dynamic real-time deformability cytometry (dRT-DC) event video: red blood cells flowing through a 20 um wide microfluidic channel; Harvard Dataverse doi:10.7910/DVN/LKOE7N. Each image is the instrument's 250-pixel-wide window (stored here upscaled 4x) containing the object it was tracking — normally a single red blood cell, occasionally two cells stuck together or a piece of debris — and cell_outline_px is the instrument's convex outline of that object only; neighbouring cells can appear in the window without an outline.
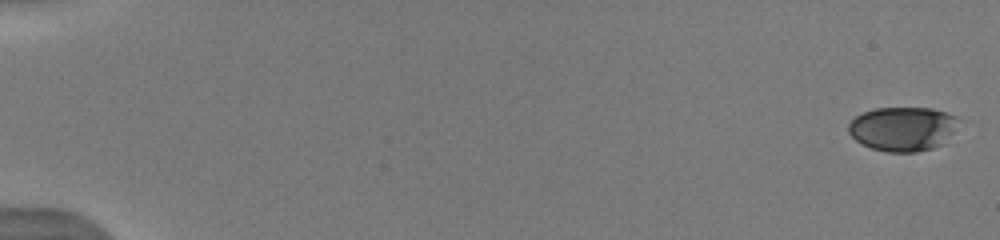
{"species": "human", "species_latin": "Homo sapiens", "temperature_condition": "warm", "stored_images_in_passage": 55, "camera_frame_rate_fps": 3000, "um_per_image_px": 0.085, "donor": {"sex": "male"}, "frame": {"image": 1, "passage_image": 1, "time_ms": 0.0, "image_size_px": [1000, 240], "cell_outline_px": [[968, 120], [944, 144], [932, 148], [916, 152], [888, 152], [872, 148], [856, 140], [848, 132], [848, 124], [856, 116], [864, 112], [876, 108], [932, 108]], "centroid_in_image_um": [76.87, 10.94], "position_along_channel_um": 8.1, "area_um2": 29.07}}
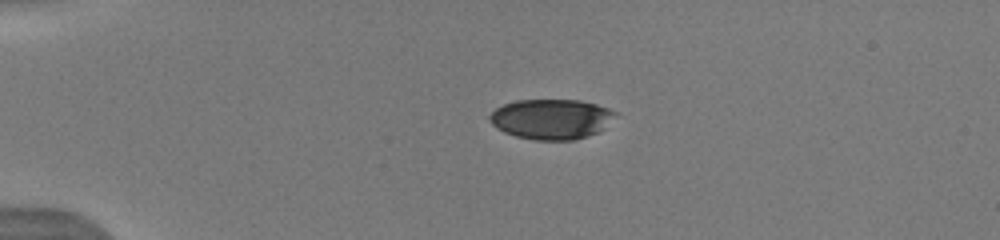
{"frame": {"image": 2, "passage_image": 13, "time_ms": 4.0, "image_size_px": [1000, 240], "cell_outline_px": [[616, 112], [600, 132], [572, 140], [532, 140], [516, 136], [504, 132], [496, 128], [488, 120], [488, 116], [496, 108], [504, 104], [516, 100], [580, 100], [596, 104], [608, 108]], "centroid_in_image_um": [46.81, 10.12], "position_along_channel_um": 38.2, "area_um2": 29.3}}
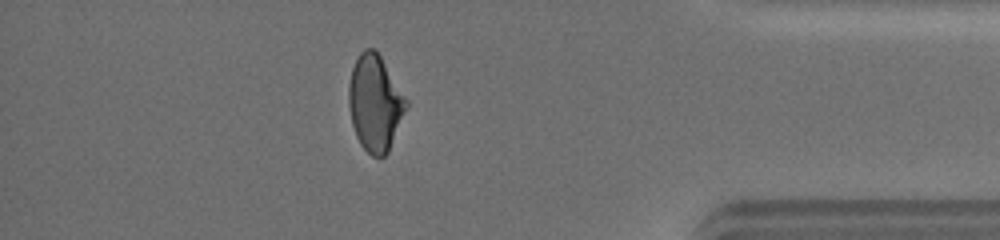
{"frame": {"image": 3, "passage_image": 47, "time_ms": 15.0, "image_size_px": [1000, 240], "cell_outline_px": [[408, 104], [388, 152], [384, 156], [372, 156], [360, 144], [356, 136], [352, 124], [348, 104], [348, 84], [352, 68], [360, 52], [364, 48], [372, 48], [380, 56], [408, 100]], "centroid_in_image_um": [31.86, 8.75], "position_along_channel_um": 403.3, "area_um2": 31.91}, "authors_computed_cell_mechanics": {"area_um2": 31.6166, "velocity_mm_per_s": 4.0572, "shape_relaxation_time_tau1_ms": 5.0255, "shape_relaxation_time_tau2_ms": 1.8103, "deformation_change_tau1": 0.1592, "deformation_change_tau2": 0.0669}}